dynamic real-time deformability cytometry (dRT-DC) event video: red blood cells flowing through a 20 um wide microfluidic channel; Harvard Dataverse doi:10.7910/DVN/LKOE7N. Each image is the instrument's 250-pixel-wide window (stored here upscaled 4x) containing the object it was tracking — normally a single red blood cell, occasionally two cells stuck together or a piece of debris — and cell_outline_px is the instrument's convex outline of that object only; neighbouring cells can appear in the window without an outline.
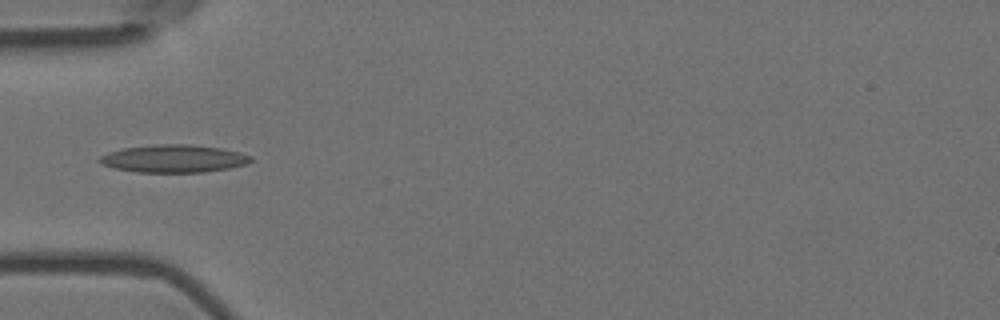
{"species": "Egyptian fruit bat (a non-hibernating species)", "species_latin": "Rousettus aegyptiacus", "temperature_condition": "room temperature", "stored_images_in_passage": 1, "camera_frame_rate_fps": 3000, "um_per_image_px": 0.085, "animal": {"sex": "female"}, "frame": {"image": 1, "passage_image": 1, "time_ms": 0.0, "image_size_px": [1000, 320], "cell_outline_px": [[252, 160], [248, 164], [228, 168], [204, 172], [136, 172], [112, 168], [96, 160], [100, 156], [108, 152], [124, 148], [156, 144], [188, 144], [220, 148], [240, 152], [252, 156]], "centroid_in_image_um": [14.76, 13.48], "position_along_channel_um": 70.2, "area_um2": 24.45}}